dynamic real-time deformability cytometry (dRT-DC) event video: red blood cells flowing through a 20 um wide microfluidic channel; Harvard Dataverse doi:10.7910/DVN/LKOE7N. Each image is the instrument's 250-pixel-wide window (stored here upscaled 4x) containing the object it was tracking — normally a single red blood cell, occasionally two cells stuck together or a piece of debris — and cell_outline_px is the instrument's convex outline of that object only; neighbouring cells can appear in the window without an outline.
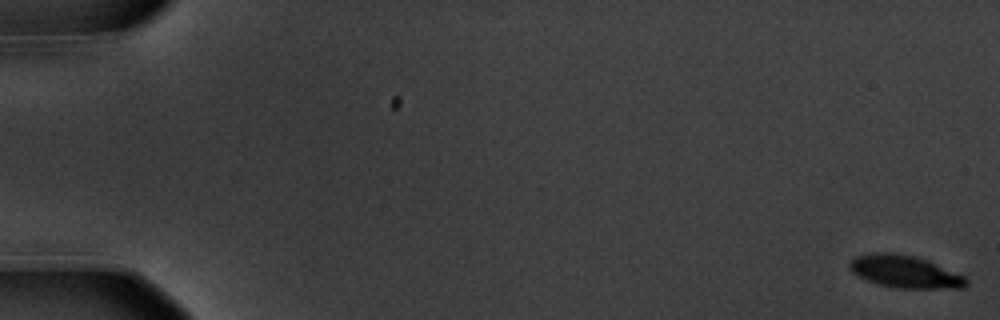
{"species": "common noctule bat (a hibernating species)", "species_latin": "Nyctalus noctula", "temperature_condition": "warm", "stored_images_in_passage": 4, "camera_frame_rate_fps": 3000, "um_per_image_px": 0.085, "animal": {"sex": "male", "body_mass_g": 20.1, "forearm_length_mm": 53.5}, "frame": {"image": 1, "passage_image": 1, "time_ms": 0.0, "image_size_px": [1000, 320], "cell_outline_px": [[968, 284], [964, 288], [900, 288], [876, 284], [852, 272], [848, 268], [848, 264], [856, 256], [872, 252], [892, 252], [916, 256], [964, 276], [968, 280]], "centroid_in_image_um": [76.89, 23.08], "position_along_channel_um": 8.1, "area_um2": 21.91}}